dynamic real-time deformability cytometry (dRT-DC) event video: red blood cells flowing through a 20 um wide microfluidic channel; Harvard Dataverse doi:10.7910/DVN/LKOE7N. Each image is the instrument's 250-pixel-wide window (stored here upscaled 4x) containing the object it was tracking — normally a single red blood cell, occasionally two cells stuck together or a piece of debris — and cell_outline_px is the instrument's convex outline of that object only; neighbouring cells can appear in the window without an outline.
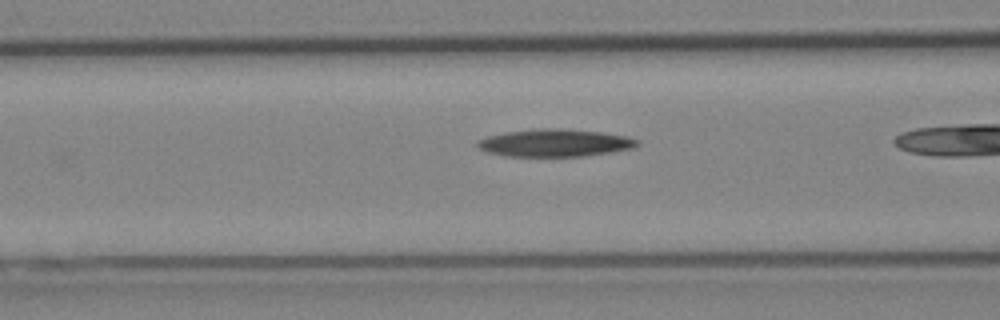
{"species": "Egyptian fruit bat (a non-hibernating species)", "species_latin": "Rousettus aegyptiacus", "temperature_condition": "cold", "stored_images_in_passage": 28, "camera_frame_rate_fps": 3000, "um_per_image_px": 0.085, "animal": {"sex": "female"}, "frame": {"image": 1, "passage_image": 8, "time_ms": 2.333, "image_size_px": [1000, 320], "cell_outline_px": [[640, 144], [632, 148], [612, 152], [584, 156], [504, 156], [488, 152], [480, 148], [476, 144], [476, 140], [488, 136], [504, 132], [536, 128], [556, 128], [600, 132], [624, 136], [640, 140]], "centroid_in_image_um": [47.14, 12.14], "position_along_channel_um": 119.5, "area_um2": 25.61}}